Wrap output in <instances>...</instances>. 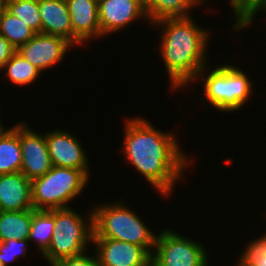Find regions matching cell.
<instances>
[{
    "label": "cell",
    "mask_w": 266,
    "mask_h": 266,
    "mask_svg": "<svg viewBox=\"0 0 266 266\" xmlns=\"http://www.w3.org/2000/svg\"><path fill=\"white\" fill-rule=\"evenodd\" d=\"M123 147L128 161L163 195L170 194L189 164L172 133L156 130L143 118L125 123Z\"/></svg>",
    "instance_id": "obj_1"
},
{
    "label": "cell",
    "mask_w": 266,
    "mask_h": 266,
    "mask_svg": "<svg viewBox=\"0 0 266 266\" xmlns=\"http://www.w3.org/2000/svg\"><path fill=\"white\" fill-rule=\"evenodd\" d=\"M156 23L165 29L160 50L171 86L181 88L203 76L209 33L194 24L190 16L165 18L153 24Z\"/></svg>",
    "instance_id": "obj_2"
},
{
    "label": "cell",
    "mask_w": 266,
    "mask_h": 266,
    "mask_svg": "<svg viewBox=\"0 0 266 266\" xmlns=\"http://www.w3.org/2000/svg\"><path fill=\"white\" fill-rule=\"evenodd\" d=\"M93 211V238H110L143 247L150 255L154 252L157 235L153 234L138 215L123 203L105 204ZM152 251V252H151Z\"/></svg>",
    "instance_id": "obj_3"
},
{
    "label": "cell",
    "mask_w": 266,
    "mask_h": 266,
    "mask_svg": "<svg viewBox=\"0 0 266 266\" xmlns=\"http://www.w3.org/2000/svg\"><path fill=\"white\" fill-rule=\"evenodd\" d=\"M89 176L82 170L53 166L46 174L31 180L35 210L67 208L87 184ZM46 205V206H45Z\"/></svg>",
    "instance_id": "obj_4"
},
{
    "label": "cell",
    "mask_w": 266,
    "mask_h": 266,
    "mask_svg": "<svg viewBox=\"0 0 266 266\" xmlns=\"http://www.w3.org/2000/svg\"><path fill=\"white\" fill-rule=\"evenodd\" d=\"M88 223L70 207L55 209L52 239L48 249L42 254L51 266L61 259L86 251V245L92 241L94 233L93 212L90 213Z\"/></svg>",
    "instance_id": "obj_5"
},
{
    "label": "cell",
    "mask_w": 266,
    "mask_h": 266,
    "mask_svg": "<svg viewBox=\"0 0 266 266\" xmlns=\"http://www.w3.org/2000/svg\"><path fill=\"white\" fill-rule=\"evenodd\" d=\"M204 95L214 108L221 111H235L251 95L252 84L242 70L235 66L223 65L203 76Z\"/></svg>",
    "instance_id": "obj_6"
},
{
    "label": "cell",
    "mask_w": 266,
    "mask_h": 266,
    "mask_svg": "<svg viewBox=\"0 0 266 266\" xmlns=\"http://www.w3.org/2000/svg\"><path fill=\"white\" fill-rule=\"evenodd\" d=\"M155 248L152 256L163 266H206L208 263L203 245L170 230L157 236Z\"/></svg>",
    "instance_id": "obj_7"
},
{
    "label": "cell",
    "mask_w": 266,
    "mask_h": 266,
    "mask_svg": "<svg viewBox=\"0 0 266 266\" xmlns=\"http://www.w3.org/2000/svg\"><path fill=\"white\" fill-rule=\"evenodd\" d=\"M19 138L22 152L21 171L33 180L46 174L53 166L47 148L45 135L34 133L26 122L19 124Z\"/></svg>",
    "instance_id": "obj_8"
},
{
    "label": "cell",
    "mask_w": 266,
    "mask_h": 266,
    "mask_svg": "<svg viewBox=\"0 0 266 266\" xmlns=\"http://www.w3.org/2000/svg\"><path fill=\"white\" fill-rule=\"evenodd\" d=\"M73 44L64 37L36 33L17 52L40 71L60 62Z\"/></svg>",
    "instance_id": "obj_9"
},
{
    "label": "cell",
    "mask_w": 266,
    "mask_h": 266,
    "mask_svg": "<svg viewBox=\"0 0 266 266\" xmlns=\"http://www.w3.org/2000/svg\"><path fill=\"white\" fill-rule=\"evenodd\" d=\"M52 166L84 171L88 176V158L76 137L61 130L45 134Z\"/></svg>",
    "instance_id": "obj_10"
},
{
    "label": "cell",
    "mask_w": 266,
    "mask_h": 266,
    "mask_svg": "<svg viewBox=\"0 0 266 266\" xmlns=\"http://www.w3.org/2000/svg\"><path fill=\"white\" fill-rule=\"evenodd\" d=\"M99 266H147L151 256L143 247L110 238H92Z\"/></svg>",
    "instance_id": "obj_11"
},
{
    "label": "cell",
    "mask_w": 266,
    "mask_h": 266,
    "mask_svg": "<svg viewBox=\"0 0 266 266\" xmlns=\"http://www.w3.org/2000/svg\"><path fill=\"white\" fill-rule=\"evenodd\" d=\"M98 12L102 36L124 28L139 17H148L144 0H98Z\"/></svg>",
    "instance_id": "obj_12"
},
{
    "label": "cell",
    "mask_w": 266,
    "mask_h": 266,
    "mask_svg": "<svg viewBox=\"0 0 266 266\" xmlns=\"http://www.w3.org/2000/svg\"><path fill=\"white\" fill-rule=\"evenodd\" d=\"M73 30V45L102 36L98 0H66Z\"/></svg>",
    "instance_id": "obj_13"
},
{
    "label": "cell",
    "mask_w": 266,
    "mask_h": 266,
    "mask_svg": "<svg viewBox=\"0 0 266 266\" xmlns=\"http://www.w3.org/2000/svg\"><path fill=\"white\" fill-rule=\"evenodd\" d=\"M34 209L31 180L22 172L0 175V211Z\"/></svg>",
    "instance_id": "obj_14"
},
{
    "label": "cell",
    "mask_w": 266,
    "mask_h": 266,
    "mask_svg": "<svg viewBox=\"0 0 266 266\" xmlns=\"http://www.w3.org/2000/svg\"><path fill=\"white\" fill-rule=\"evenodd\" d=\"M41 33L64 37L73 44V30L66 0H38Z\"/></svg>",
    "instance_id": "obj_15"
},
{
    "label": "cell",
    "mask_w": 266,
    "mask_h": 266,
    "mask_svg": "<svg viewBox=\"0 0 266 266\" xmlns=\"http://www.w3.org/2000/svg\"><path fill=\"white\" fill-rule=\"evenodd\" d=\"M22 152L19 125L0 134V175L21 171Z\"/></svg>",
    "instance_id": "obj_16"
},
{
    "label": "cell",
    "mask_w": 266,
    "mask_h": 266,
    "mask_svg": "<svg viewBox=\"0 0 266 266\" xmlns=\"http://www.w3.org/2000/svg\"><path fill=\"white\" fill-rule=\"evenodd\" d=\"M33 209L24 211H0V242L28 239Z\"/></svg>",
    "instance_id": "obj_17"
},
{
    "label": "cell",
    "mask_w": 266,
    "mask_h": 266,
    "mask_svg": "<svg viewBox=\"0 0 266 266\" xmlns=\"http://www.w3.org/2000/svg\"><path fill=\"white\" fill-rule=\"evenodd\" d=\"M150 22L165 18L188 17L187 11L202 0H144Z\"/></svg>",
    "instance_id": "obj_18"
},
{
    "label": "cell",
    "mask_w": 266,
    "mask_h": 266,
    "mask_svg": "<svg viewBox=\"0 0 266 266\" xmlns=\"http://www.w3.org/2000/svg\"><path fill=\"white\" fill-rule=\"evenodd\" d=\"M55 225V209L35 210L29 234V242L35 239L37 246L43 254L49 247Z\"/></svg>",
    "instance_id": "obj_19"
},
{
    "label": "cell",
    "mask_w": 266,
    "mask_h": 266,
    "mask_svg": "<svg viewBox=\"0 0 266 266\" xmlns=\"http://www.w3.org/2000/svg\"><path fill=\"white\" fill-rule=\"evenodd\" d=\"M0 34L18 49L32 39L36 33L21 19L16 18L5 9L0 14Z\"/></svg>",
    "instance_id": "obj_20"
},
{
    "label": "cell",
    "mask_w": 266,
    "mask_h": 266,
    "mask_svg": "<svg viewBox=\"0 0 266 266\" xmlns=\"http://www.w3.org/2000/svg\"><path fill=\"white\" fill-rule=\"evenodd\" d=\"M4 70L9 80L16 85H27L35 81L41 71L28 62L17 51L5 63Z\"/></svg>",
    "instance_id": "obj_21"
},
{
    "label": "cell",
    "mask_w": 266,
    "mask_h": 266,
    "mask_svg": "<svg viewBox=\"0 0 266 266\" xmlns=\"http://www.w3.org/2000/svg\"><path fill=\"white\" fill-rule=\"evenodd\" d=\"M6 10L21 19L35 33H41L38 0H7Z\"/></svg>",
    "instance_id": "obj_22"
},
{
    "label": "cell",
    "mask_w": 266,
    "mask_h": 266,
    "mask_svg": "<svg viewBox=\"0 0 266 266\" xmlns=\"http://www.w3.org/2000/svg\"><path fill=\"white\" fill-rule=\"evenodd\" d=\"M237 266H266V235L249 243Z\"/></svg>",
    "instance_id": "obj_23"
},
{
    "label": "cell",
    "mask_w": 266,
    "mask_h": 266,
    "mask_svg": "<svg viewBox=\"0 0 266 266\" xmlns=\"http://www.w3.org/2000/svg\"><path fill=\"white\" fill-rule=\"evenodd\" d=\"M28 242V239H11L0 242V260L4 266H8L9 261H14L19 255L23 256L26 253Z\"/></svg>",
    "instance_id": "obj_24"
},
{
    "label": "cell",
    "mask_w": 266,
    "mask_h": 266,
    "mask_svg": "<svg viewBox=\"0 0 266 266\" xmlns=\"http://www.w3.org/2000/svg\"><path fill=\"white\" fill-rule=\"evenodd\" d=\"M52 266H99L97 256L92 257L85 253L61 259Z\"/></svg>",
    "instance_id": "obj_25"
},
{
    "label": "cell",
    "mask_w": 266,
    "mask_h": 266,
    "mask_svg": "<svg viewBox=\"0 0 266 266\" xmlns=\"http://www.w3.org/2000/svg\"><path fill=\"white\" fill-rule=\"evenodd\" d=\"M266 3V0H245V24L240 28H246L254 19L257 11Z\"/></svg>",
    "instance_id": "obj_26"
},
{
    "label": "cell",
    "mask_w": 266,
    "mask_h": 266,
    "mask_svg": "<svg viewBox=\"0 0 266 266\" xmlns=\"http://www.w3.org/2000/svg\"><path fill=\"white\" fill-rule=\"evenodd\" d=\"M17 49L0 34V69L2 70L5 63L14 55Z\"/></svg>",
    "instance_id": "obj_27"
},
{
    "label": "cell",
    "mask_w": 266,
    "mask_h": 266,
    "mask_svg": "<svg viewBox=\"0 0 266 266\" xmlns=\"http://www.w3.org/2000/svg\"><path fill=\"white\" fill-rule=\"evenodd\" d=\"M230 2L237 20L233 28L240 30L245 24V0H230Z\"/></svg>",
    "instance_id": "obj_28"
},
{
    "label": "cell",
    "mask_w": 266,
    "mask_h": 266,
    "mask_svg": "<svg viewBox=\"0 0 266 266\" xmlns=\"http://www.w3.org/2000/svg\"><path fill=\"white\" fill-rule=\"evenodd\" d=\"M147 266H163L152 255L149 257Z\"/></svg>",
    "instance_id": "obj_29"
},
{
    "label": "cell",
    "mask_w": 266,
    "mask_h": 266,
    "mask_svg": "<svg viewBox=\"0 0 266 266\" xmlns=\"http://www.w3.org/2000/svg\"><path fill=\"white\" fill-rule=\"evenodd\" d=\"M7 0H0V14L6 9Z\"/></svg>",
    "instance_id": "obj_30"
},
{
    "label": "cell",
    "mask_w": 266,
    "mask_h": 266,
    "mask_svg": "<svg viewBox=\"0 0 266 266\" xmlns=\"http://www.w3.org/2000/svg\"><path fill=\"white\" fill-rule=\"evenodd\" d=\"M0 123H1V119H0ZM4 131V129L2 128L1 124H0V134Z\"/></svg>",
    "instance_id": "obj_31"
},
{
    "label": "cell",
    "mask_w": 266,
    "mask_h": 266,
    "mask_svg": "<svg viewBox=\"0 0 266 266\" xmlns=\"http://www.w3.org/2000/svg\"><path fill=\"white\" fill-rule=\"evenodd\" d=\"M260 9L265 10L266 9V3Z\"/></svg>",
    "instance_id": "obj_32"
},
{
    "label": "cell",
    "mask_w": 266,
    "mask_h": 266,
    "mask_svg": "<svg viewBox=\"0 0 266 266\" xmlns=\"http://www.w3.org/2000/svg\"><path fill=\"white\" fill-rule=\"evenodd\" d=\"M0 266H4L3 262L0 260Z\"/></svg>",
    "instance_id": "obj_33"
}]
</instances>
